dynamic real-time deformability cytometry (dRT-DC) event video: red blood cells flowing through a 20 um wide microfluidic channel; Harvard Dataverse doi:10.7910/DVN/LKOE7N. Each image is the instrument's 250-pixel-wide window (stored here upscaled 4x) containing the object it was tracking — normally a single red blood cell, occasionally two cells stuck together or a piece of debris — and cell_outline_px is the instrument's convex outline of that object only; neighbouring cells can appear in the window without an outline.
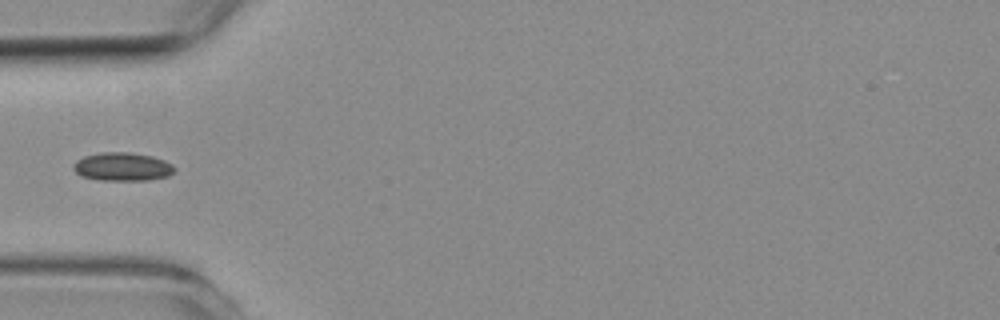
{"species": "common noctule bat (a hibernating species)", "species_latin": "Nyctalus noctula", "temperature_condition": "room temperature", "stored_images_in_passage": 5, "camera_frame_rate_fps": 3000, "um_per_image_px": 0.085, "animal": {"sex": "female", "body_mass_g": 19.3, "forearm_length_mm": 54.1}, "frame": {"image": 1, "passage_image": 4, "time_ms": 4.333, "image_size_px": [1000, 320], "cell_outline_px": [[176, 168], [168, 176], [148, 180], [100, 180], [80, 176], [72, 168], [72, 164], [76, 160], [84, 156], [100, 152], [128, 152], [152, 156], [164, 160], [172, 164]], "centroid_in_image_um": [10.37, 14.17], "position_along_channel_um": 74.6, "area_um2": 16.82}}
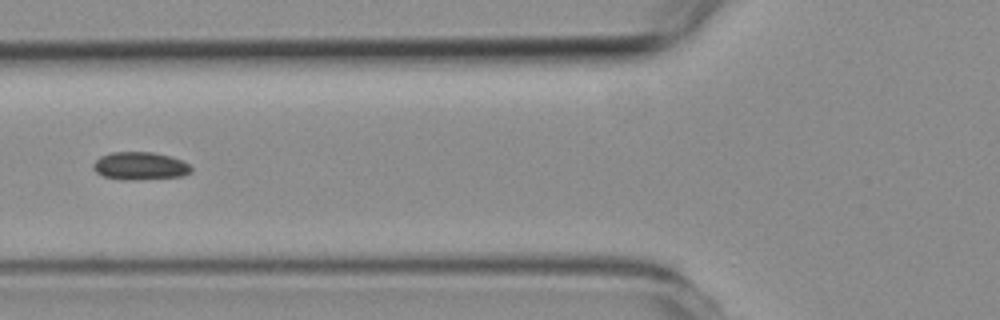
{"frame": {"image": 2, "passage_image": 5, "time_ms": 5.333, "image_size_px": [1000, 320], "cell_outline_px": [[192, 172], [184, 176], [132, 180], [124, 180], [104, 176], [96, 172], [92, 168], [92, 164], [100, 156], [112, 152], [152, 152], [172, 156], [188, 164], [192, 168]], "centroid_in_image_um": [11.9, 14.1], "position_along_channel_um": 113.9, "area_um2": 15.95}}